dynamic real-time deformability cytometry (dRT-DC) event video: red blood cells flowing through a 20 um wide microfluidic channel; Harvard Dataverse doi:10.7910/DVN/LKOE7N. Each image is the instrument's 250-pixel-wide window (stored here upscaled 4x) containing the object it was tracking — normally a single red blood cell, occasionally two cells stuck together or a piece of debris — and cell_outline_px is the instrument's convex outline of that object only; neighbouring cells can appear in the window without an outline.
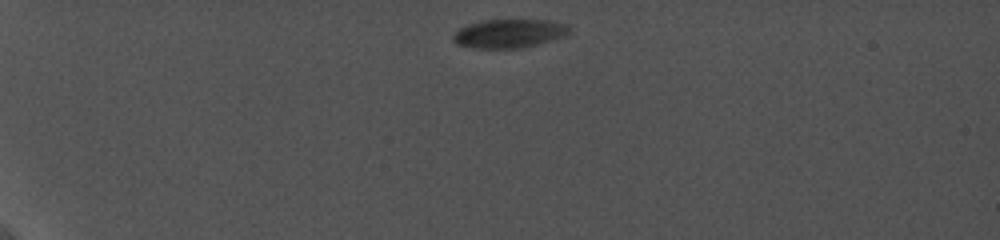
{"species": "common noctule bat (a hibernating species)", "species_latin": "Nyctalus noctula", "temperature_condition": "cold", "stored_images_in_passage": 60, "camera_frame_rate_fps": 5000, "um_per_image_px": 0.085, "animal": {"sex": "female", "body_mass_g": 19.0, "forearm_length_mm": 56.7}, "frame": {"image": 1, "passage_image": 1, "time_ms": 0.0, "image_size_px": [1000, 240], "cell_outline_px": [[568, 32], [564, 36], [536, 44], [520, 48], [476, 48], [456, 44], [452, 40], [452, 36], [460, 28], [468, 24], [480, 20], [548, 20], [568, 24]], "centroid_in_image_um": [43.23, 2.84], "position_along_channel_um": 41.8, "area_um2": 19.25}}
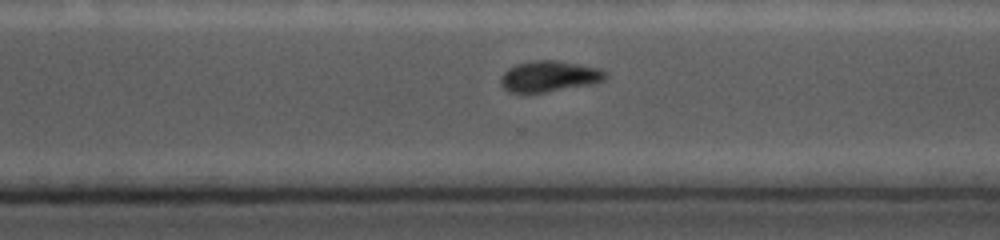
{"frame": {"image": 2, "passage_image": 44, "time_ms": 9.6, "image_size_px": [1000, 240], "cell_outline_px": [[608, 76], [604, 80], [596, 84], [544, 92], [508, 92], [500, 84], [500, 76], [508, 68], [516, 64], [540, 60], [556, 60], [600, 68], [608, 72]], "centroid_in_image_um": [46.72, 6.49], "position_along_channel_um": 323.9, "area_um2": 19.02}}
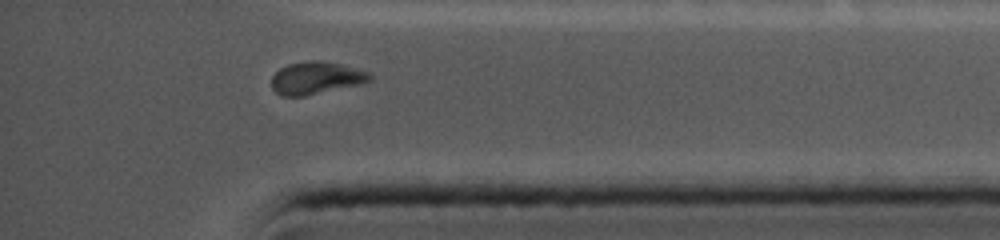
{"frame": {"image": 3, "passage_image": 55, "time_ms": 11.8, "image_size_px": [1000, 240], "cell_outline_px": [[372, 80], [360, 84], [304, 96], [280, 96], [272, 88], [272, 76], [280, 68], [288, 64], [312, 60], [324, 60], [340, 64], [368, 72], [372, 76]], "centroid_in_image_um": [26.85, 6.62], "position_along_channel_um": 408.3, "area_um2": 18.5}}